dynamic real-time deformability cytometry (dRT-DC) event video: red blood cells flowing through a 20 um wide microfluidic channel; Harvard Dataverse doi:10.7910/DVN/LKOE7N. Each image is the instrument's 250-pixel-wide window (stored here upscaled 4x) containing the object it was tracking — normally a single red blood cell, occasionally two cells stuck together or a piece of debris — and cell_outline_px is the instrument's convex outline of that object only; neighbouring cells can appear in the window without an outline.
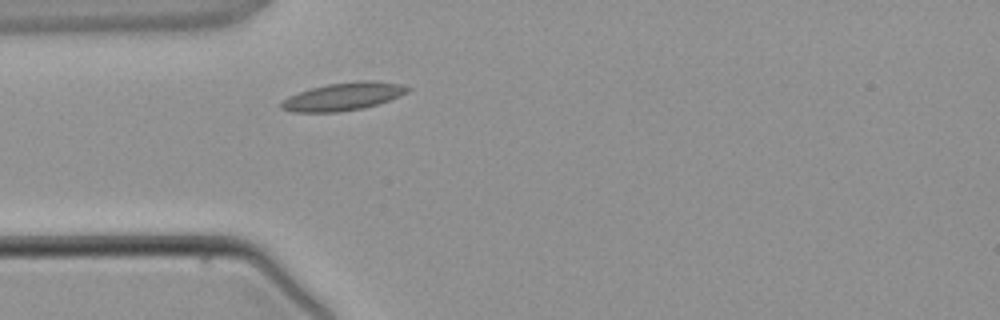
{"species": "common noctule bat (a hibernating species)", "species_latin": "Nyctalus noctula", "temperature_condition": "warm", "stored_images_in_passage": 1, "camera_frame_rate_fps": 3000, "um_per_image_px": 0.085, "animal": {"sex": "male", "body_mass_g": 21.5, "forearm_length_mm": 52.0}, "frame": {"image": 1, "passage_image": 1, "time_ms": 0.0, "image_size_px": [1000, 320], "cell_outline_px": [[412, 88], [408, 92], [400, 96], [364, 108], [336, 112], [292, 112], [280, 108], [280, 100], [288, 96], [312, 88], [328, 84], [360, 80], [376, 80], [400, 84]], "centroid_in_image_um": [29.16, 8.2], "position_along_channel_um": 55.8, "area_um2": 20.52}}